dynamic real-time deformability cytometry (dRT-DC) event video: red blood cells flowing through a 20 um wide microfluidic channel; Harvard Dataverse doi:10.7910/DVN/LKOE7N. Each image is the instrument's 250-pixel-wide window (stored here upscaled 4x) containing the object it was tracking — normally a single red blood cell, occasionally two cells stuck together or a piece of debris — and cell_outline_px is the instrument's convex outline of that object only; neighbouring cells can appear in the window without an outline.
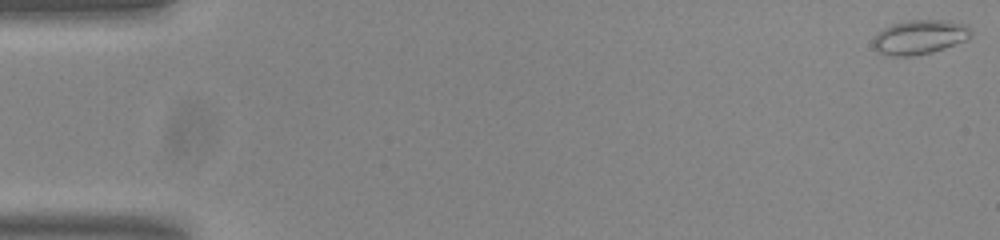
{"species": "common noctule bat (a hibernating species)", "species_latin": "Nyctalus noctula", "temperature_condition": "room temperature", "stored_images_in_passage": 55, "camera_frame_rate_fps": 3000, "um_per_image_px": 0.085, "animal": {"sex": "male", "body_mass_g": 20.0, "forearm_length_mm": 53.3}, "frame": {"image": 1, "passage_image": 1, "time_ms": 0.0, "image_size_px": [1000, 240], "cell_outline_px": [[972, 32], [968, 40], [932, 52], [912, 56], [892, 56], [876, 52], [872, 44], [872, 40], [884, 28], [892, 24], [908, 20], [952, 20], [968, 24], [972, 28]], "centroid_in_image_um": [78.22, 3.14], "position_along_channel_um": 6.8, "area_um2": 19.88}}
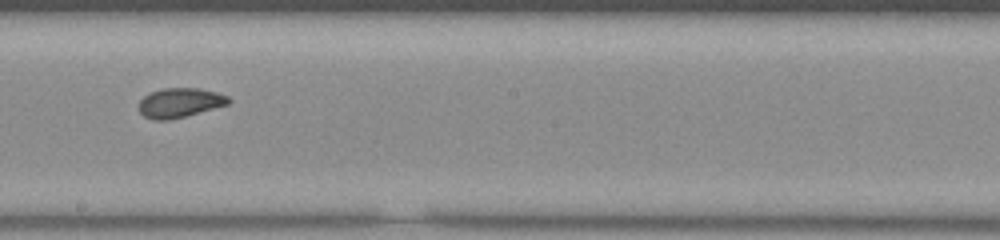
{"frame": {"image": 2, "passage_image": 31, "time_ms": 10.0, "image_size_px": [1000, 240], "cell_outline_px": [[232, 100], [228, 104], [184, 116], [168, 120], [152, 120], [144, 116], [140, 112], [140, 100], [148, 92], [164, 88], [200, 88], [216, 92], [228, 96]], "centroid_in_image_um": [15.27, 8.72], "position_along_channel_um": 232.9, "area_um2": 15.32}}
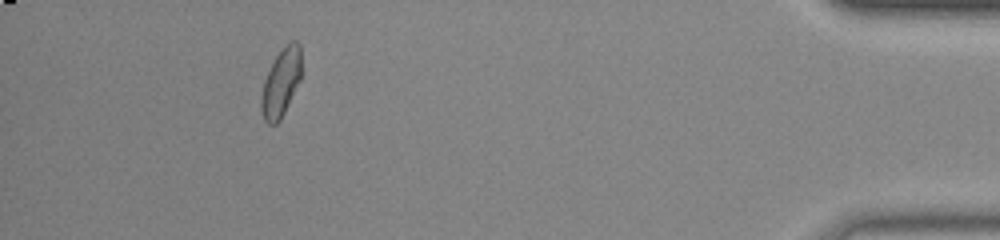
{"frame": {"image": 3, "passage_image": 50, "time_ms": 16.333, "image_size_px": [1000, 240], "cell_outline_px": [[300, 80], [280, 120], [276, 124], [268, 124], [264, 120], [260, 108], [260, 96], [264, 80], [276, 56], [284, 44], [292, 40], [296, 40], [300, 44]], "centroid_in_image_um": [23.86, 7.02], "position_along_channel_um": 411.3, "area_um2": 15.84}, "authors_computed_cell_mechanics": {"area_um2": 16.0684, "velocity_mm_per_s": 3.7735, "shape_relaxation_time_tau1_ms": 4.4064, "shape_relaxation_time_tau2_ms": 1.4629, "deformation_change_tau1": 0.1146, "deformation_change_tau2": 0.0563}}